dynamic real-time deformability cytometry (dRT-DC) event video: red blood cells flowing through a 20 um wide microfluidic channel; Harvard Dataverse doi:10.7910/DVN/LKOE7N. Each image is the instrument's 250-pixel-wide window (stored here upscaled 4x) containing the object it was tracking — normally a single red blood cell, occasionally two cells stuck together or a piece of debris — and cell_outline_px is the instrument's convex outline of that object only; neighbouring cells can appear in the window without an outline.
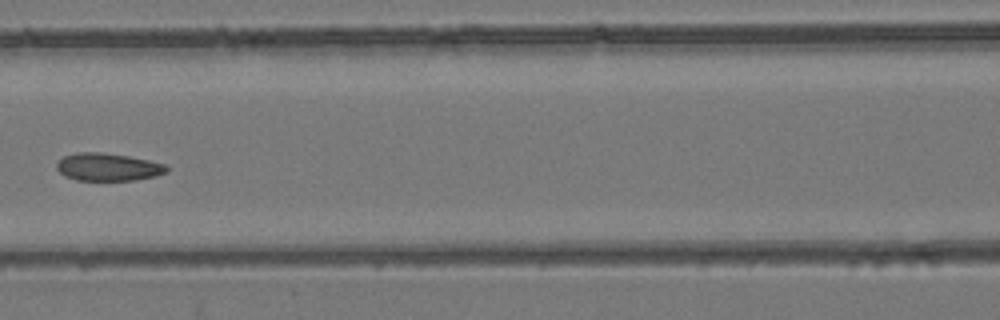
{"species": "common noctule bat (a hibernating species)", "species_latin": "Nyctalus noctula", "temperature_condition": "room temperature", "stored_images_in_passage": 6, "camera_frame_rate_fps": 3000, "um_per_image_px": 0.085, "animal": {"sex": "female", "body_mass_g": 24.6, "forearm_length_mm": 56.2}, "frame": {"image": 1, "passage_image": 5, "time_ms": 4.667, "image_size_px": [1000, 320], "cell_outline_px": [[168, 172], [156, 176], [132, 180], [76, 180], [64, 176], [56, 168], [56, 164], [64, 156], [76, 152], [100, 152], [128, 156], [168, 164]], "centroid_in_image_um": [9.19, 14.19], "position_along_channel_um": 157.4, "area_um2": 17.8}}
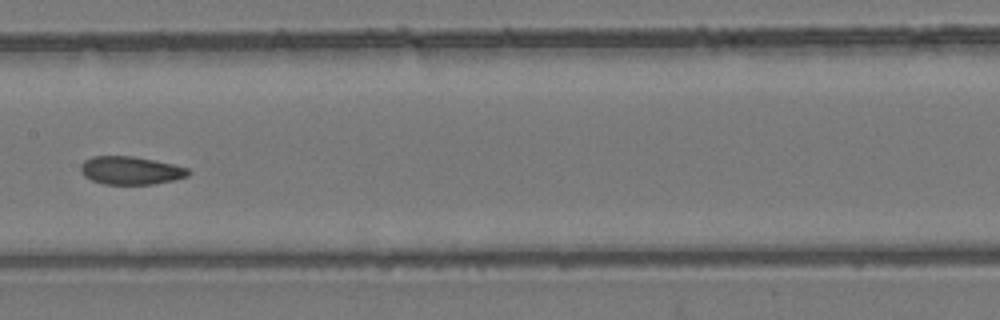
{"frame": {"image": 2, "passage_image": 6, "time_ms": 5.667, "image_size_px": [1000, 320], "cell_outline_px": [[192, 172], [188, 176], [172, 180], [152, 184], [104, 184], [92, 180], [84, 176], [80, 172], [80, 164], [84, 160], [92, 156], [132, 156], [172, 164], [188, 168]], "centroid_in_image_um": [11.07, 14.49], "position_along_channel_um": 196.3, "area_um2": 17.57}}